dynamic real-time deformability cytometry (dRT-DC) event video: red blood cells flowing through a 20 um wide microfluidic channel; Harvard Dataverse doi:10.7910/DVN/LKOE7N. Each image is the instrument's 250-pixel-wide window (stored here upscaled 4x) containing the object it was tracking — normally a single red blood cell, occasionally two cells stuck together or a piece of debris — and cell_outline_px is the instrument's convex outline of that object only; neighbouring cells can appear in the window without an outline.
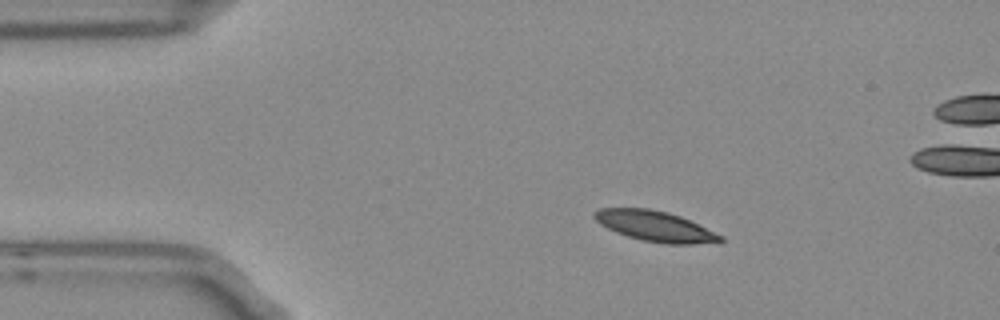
{"species": "Egyptian fruit bat (a non-hibernating species)", "species_latin": "Rousettus aegyptiacus", "temperature_condition": "room temperature", "stored_images_in_passage": 8, "camera_frame_rate_fps": 3000, "um_per_image_px": 0.085, "frame": {"image": 1, "passage_image": 1, "time_ms": 0.0, "image_size_px": [1000, 320], "cell_outline_px": [[724, 240], [720, 244], [668, 244], [640, 240], [616, 232], [600, 224], [592, 216], [592, 212], [600, 208], [648, 208], [668, 212], [680, 216], [724, 236]], "centroid_in_image_um": [55.73, 19.24], "position_along_channel_um": 29.3, "area_um2": 22.6}}
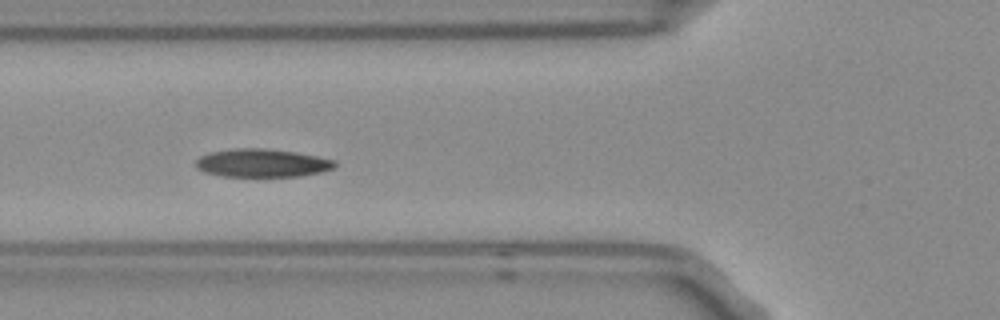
{"frame": {"image": 2, "passage_image": 4, "time_ms": 1.0, "image_size_px": [1000, 320], "cell_outline_px": [[336, 164], [332, 168], [320, 172], [300, 176], [220, 176], [204, 172], [196, 168], [196, 160], [200, 156], [208, 152], [236, 148], [264, 148], [296, 152], [336, 160]], "centroid_in_image_um": [22.24, 13.85], "position_along_channel_um": 103.6, "area_um2": 22.83}}
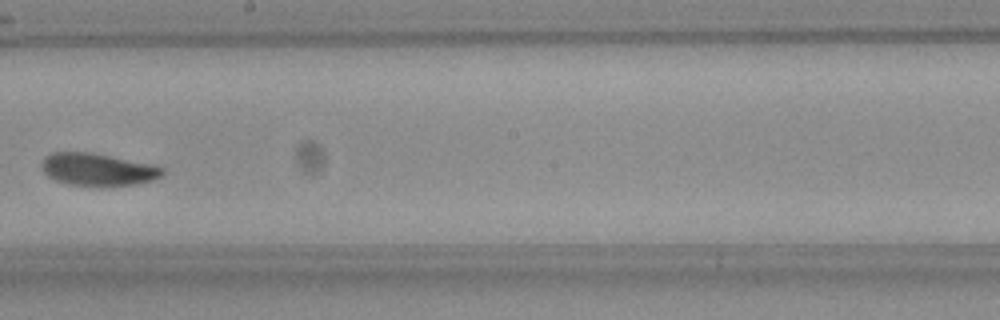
{"frame": {"image": 3, "passage_image": 7, "time_ms": 2.0, "image_size_px": [1000, 320], "cell_outline_px": [[164, 172], [160, 176], [152, 180], [136, 184], [100, 188], [64, 184], [48, 176], [44, 172], [44, 160], [52, 152], [92, 152], [148, 164], [164, 168]], "centroid_in_image_um": [8.31, 14.44], "position_along_channel_um": 239.9, "area_um2": 22.89}}